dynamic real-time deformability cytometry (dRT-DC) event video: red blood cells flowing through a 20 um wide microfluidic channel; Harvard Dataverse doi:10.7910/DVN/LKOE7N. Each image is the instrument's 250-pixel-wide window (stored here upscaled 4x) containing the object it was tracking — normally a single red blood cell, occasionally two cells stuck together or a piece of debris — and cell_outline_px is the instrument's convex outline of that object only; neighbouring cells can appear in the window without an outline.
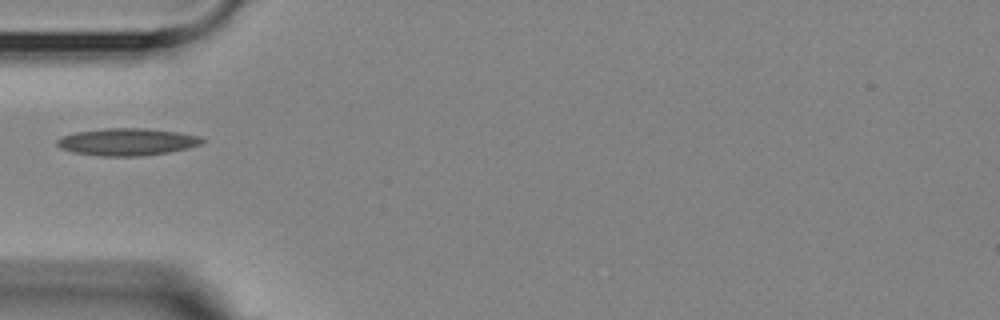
{"species": "Egyptian fruit bat (a non-hibernating species)", "species_latin": "Rousettus aegyptiacus", "temperature_condition": "room temperature", "stored_images_in_passage": 1, "camera_frame_rate_fps": 3000, "um_per_image_px": 0.085, "animal": {"sex": "female"}, "frame": {"image": 1, "passage_image": 1, "time_ms": 0.0, "image_size_px": [1000, 320], "cell_outline_px": [[204, 140], [200, 144], [188, 148], [168, 152], [144, 156], [100, 156], [72, 152], [60, 148], [56, 144], [56, 140], [60, 136], [76, 132], [108, 128], [148, 128], [176, 132], [200, 136]], "centroid_in_image_um": [10.77, 12.06], "position_along_channel_um": 74.2, "area_um2": 23.06}}